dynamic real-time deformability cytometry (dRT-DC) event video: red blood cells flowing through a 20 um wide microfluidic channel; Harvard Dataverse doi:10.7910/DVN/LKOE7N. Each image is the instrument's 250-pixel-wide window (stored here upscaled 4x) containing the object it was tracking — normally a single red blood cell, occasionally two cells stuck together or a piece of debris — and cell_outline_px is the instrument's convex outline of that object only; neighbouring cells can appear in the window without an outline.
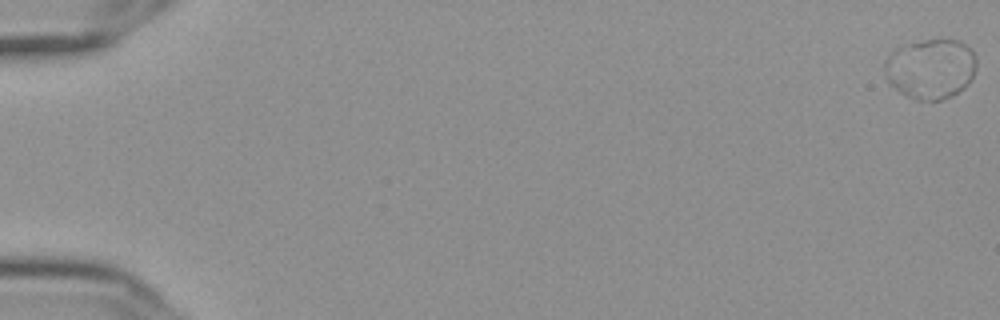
{"species": "Egyptian fruit bat (a non-hibernating species)", "species_latin": "Rousettus aegyptiacus", "temperature_condition": "cold", "stored_images_in_passage": 58, "camera_frame_rate_fps": 3000, "um_per_image_px": 0.085, "frame": {"image": 1, "passage_image": 1, "time_ms": 0.0, "image_size_px": [1000, 320], "cell_outline_px": [[976, 68], [968, 84], [964, 88], [952, 96], [940, 100], [916, 100], [900, 92], [888, 84], [884, 68], [884, 60], [896, 48], [908, 44], [940, 36], [960, 40], [976, 56]], "centroid_in_image_um": [79.1, 5.82], "position_along_channel_um": 5.9, "area_um2": 32.66}}
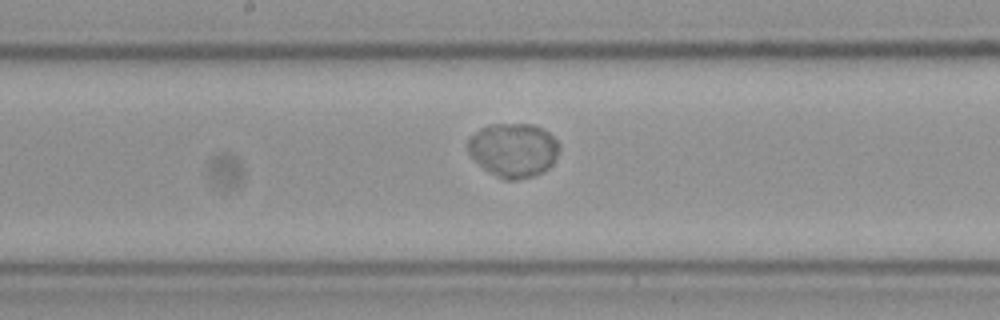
{"frame": {"image": 2, "passage_image": 32, "time_ms": 10.333, "image_size_px": [1000, 320], "cell_outline_px": [[560, 148], [552, 164], [544, 172], [532, 176], [516, 180], [504, 180], [488, 172], [468, 152], [468, 140], [480, 128], [488, 124], [532, 124], [544, 128], [560, 144]], "centroid_in_image_um": [43.66, 12.75], "position_along_channel_um": 204.5, "area_um2": 28.78}}
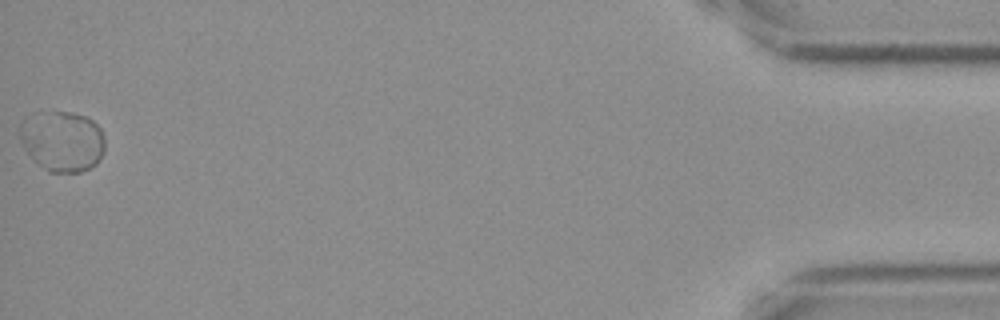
{"frame": {"image": 3, "passage_image": 58, "time_ms": 19.0, "image_size_px": [1000, 320], "cell_outline_px": [[104, 152], [100, 160], [96, 164], [80, 172], [48, 172], [24, 148], [20, 140], [20, 124], [56, 112], [72, 112], [84, 116], [92, 120], [100, 128], [104, 136]], "centroid_in_image_um": [5.39, 12.05], "position_along_channel_um": 429.8, "area_um2": 28.96}, "authors_computed_cell_mechanics": {"area_um2": 29.9404, "velocity_mm_per_s": 3.5938, "shape_relaxation_time_tau1_ms": 3.8461, "shape_relaxation_time_tau2_ms": null, "deformation_change_tau1": 0.0297, "deformation_change_tau2": null}}